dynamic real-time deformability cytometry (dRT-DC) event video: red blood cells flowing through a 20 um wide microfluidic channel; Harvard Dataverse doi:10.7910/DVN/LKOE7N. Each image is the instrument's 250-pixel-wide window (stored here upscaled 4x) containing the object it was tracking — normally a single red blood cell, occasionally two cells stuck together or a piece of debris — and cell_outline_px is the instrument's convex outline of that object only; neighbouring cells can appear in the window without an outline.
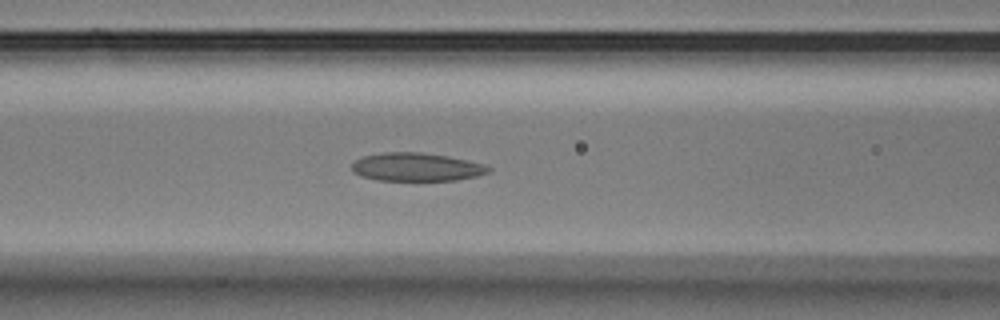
{"species": "Egyptian fruit bat (a non-hibernating species)", "species_latin": "Rousettus aegyptiacus", "temperature_condition": "warm", "stored_images_in_passage": 27, "camera_frame_rate_fps": 3000, "um_per_image_px": 0.085, "animal": {"sex": "male"}, "frame": {"image": 1, "passage_image": 7, "time_ms": 2.0, "image_size_px": [1000, 320], "cell_outline_px": [[492, 168], [488, 172], [476, 176], [456, 180], [380, 180], [360, 176], [352, 172], [352, 164], [360, 156], [384, 152], [424, 152], [448, 156], [468, 160], [484, 164]], "centroid_in_image_um": [35.38, 14.18], "position_along_channel_um": 131.2, "area_um2": 22.6}}
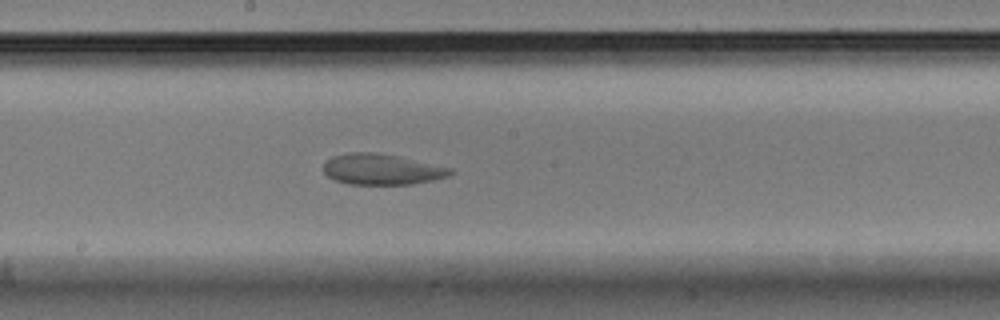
{"frame": {"image": 2, "passage_image": 12, "time_ms": 3.667, "image_size_px": [1000, 320], "cell_outline_px": [[456, 172], [448, 176], [432, 180], [412, 184], [348, 184], [336, 180], [328, 176], [324, 172], [324, 164], [332, 156], [348, 152], [376, 152], [400, 156], [452, 168]], "centroid_in_image_um": [32.47, 14.38], "position_along_channel_um": 215.7, "area_um2": 22.83}}
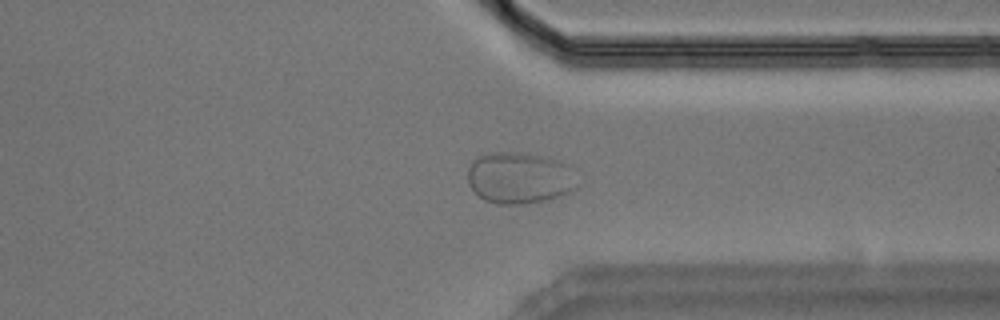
{"frame": {"image": 3, "passage_image": 21, "time_ms": 6.667, "image_size_px": [1000, 320], "cell_outline_px": [[576, 188], [572, 192], [548, 200], [520, 204], [496, 204], [484, 200], [468, 184], [468, 168], [476, 156], [492, 152], [520, 152], [540, 156], [556, 160], [568, 164]], "centroid_in_image_um": [44.11, 15.13], "position_along_channel_um": 367.3, "area_um2": 32.77}}